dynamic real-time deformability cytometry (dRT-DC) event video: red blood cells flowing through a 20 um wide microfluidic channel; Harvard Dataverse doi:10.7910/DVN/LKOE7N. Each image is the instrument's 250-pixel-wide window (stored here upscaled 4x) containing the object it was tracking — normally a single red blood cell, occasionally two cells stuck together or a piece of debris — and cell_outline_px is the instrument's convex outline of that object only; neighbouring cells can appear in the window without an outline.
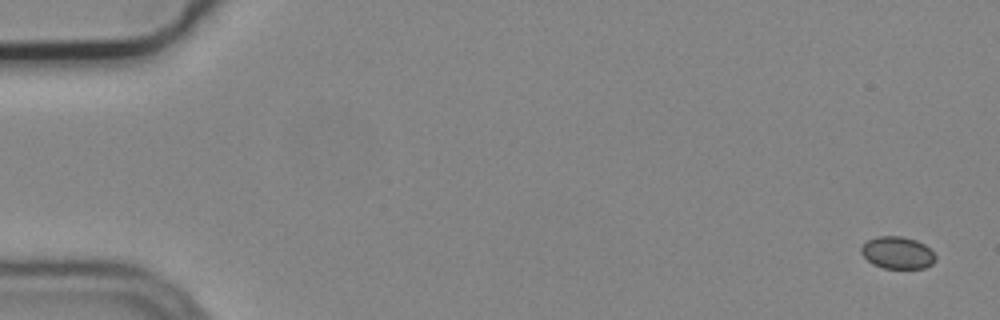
{"species": "common noctule bat (a hibernating species)", "species_latin": "Nyctalus noctula", "temperature_condition": "cold", "stored_images_in_passage": 5, "camera_frame_rate_fps": 3000, "um_per_image_px": 0.085, "animal": {"sex": "male", "body_mass_g": 19.2, "forearm_length_mm": 51.8}, "frame": {"image": 1, "passage_image": 1, "time_ms": 0.0, "image_size_px": [1000, 320], "cell_outline_px": [[936, 260], [932, 264], [924, 268], [884, 268], [872, 264], [860, 252], [860, 248], [868, 240], [876, 236], [900, 236], [916, 240], [924, 244], [936, 256]], "centroid_in_image_um": [76.28, 21.48], "position_along_channel_um": 8.7, "area_um2": 13.87}}
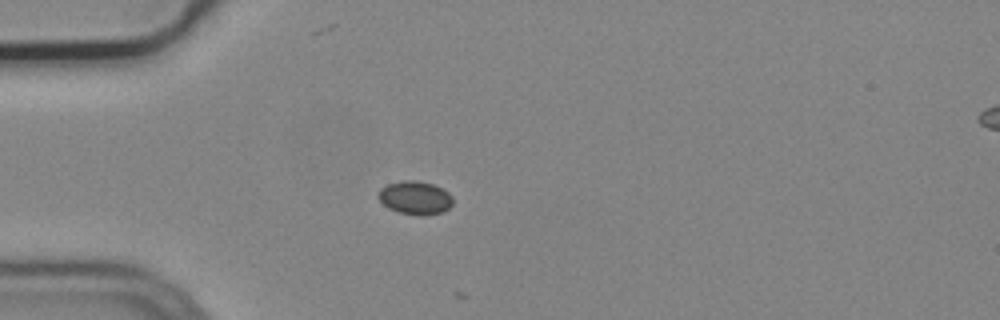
{"frame": {"image": 2, "passage_image": 5, "time_ms": 1.333, "image_size_px": [1000, 320], "cell_outline_px": [[452, 204], [444, 212], [424, 216], [420, 216], [400, 212], [388, 208], [376, 196], [380, 188], [388, 184], [404, 180], [416, 180], [432, 184], [448, 192], [452, 196]], "centroid_in_image_um": [35.28, 16.82], "position_along_channel_um": 49.7, "area_um2": 14.51}}